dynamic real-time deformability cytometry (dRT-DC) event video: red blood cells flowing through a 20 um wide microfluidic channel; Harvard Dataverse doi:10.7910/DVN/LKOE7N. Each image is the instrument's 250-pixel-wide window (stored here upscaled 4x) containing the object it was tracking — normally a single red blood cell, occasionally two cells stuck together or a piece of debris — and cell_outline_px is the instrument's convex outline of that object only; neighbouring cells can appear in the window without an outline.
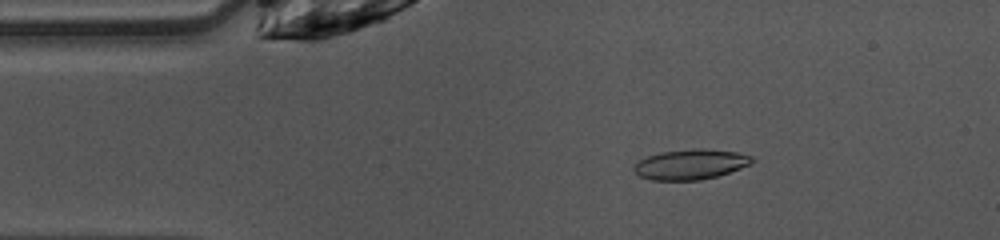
{"species": "common noctule bat (a hibernating species)", "species_latin": "Nyctalus noctula", "temperature_condition": "warm", "stored_images_in_passage": 47, "camera_frame_rate_fps": 3000, "um_per_image_px": 0.085, "animal": {"sex": "female", "body_mass_g": 10.0, "forearm_length_mm": 53.1}, "frame": {"image": 1, "passage_image": 7, "time_ms": 2.0, "image_size_px": [1000, 240], "cell_outline_px": [[756, 160], [740, 168], [716, 176], [700, 180], [652, 180], [640, 176], [632, 168], [640, 160], [648, 156], [660, 152], [692, 148], [704, 148], [736, 152], [752, 156]], "centroid_in_image_um": [58.7, 13.96], "position_along_channel_um": 26.3, "area_um2": 20.63}}
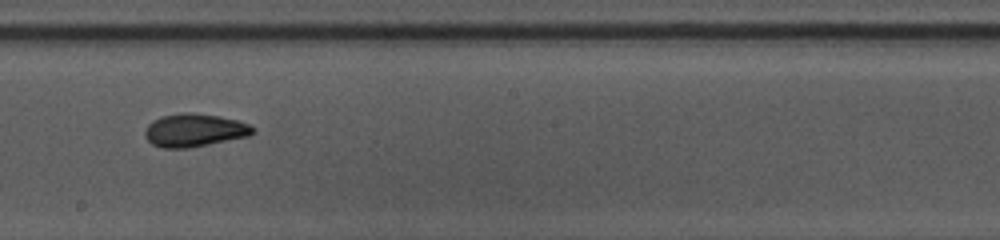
{"frame": {"image": 2, "passage_image": 25, "time_ms": 8.0, "image_size_px": [1000, 240], "cell_outline_px": [[256, 132], [248, 136], [188, 148], [164, 148], [152, 144], [144, 136], [144, 132], [148, 124], [152, 120], [160, 116], [180, 112], [192, 112], [220, 116], [236, 120], [248, 124], [256, 128]], "centroid_in_image_um": [16.51, 11.05], "position_along_channel_um": 231.7, "area_um2": 20.92}}
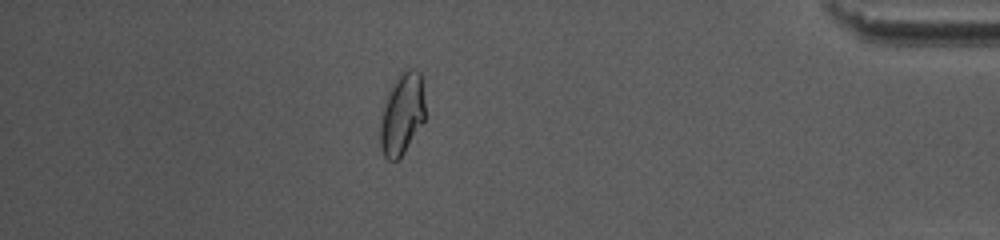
{"frame": {"image": 3, "passage_image": 41, "time_ms": 13.333, "image_size_px": [1000, 240], "cell_outline_px": [[424, 120], [404, 152], [396, 160], [388, 160], [384, 156], [380, 148], [380, 120], [388, 92], [392, 84], [404, 68], [416, 68], [420, 72], [424, 100]], "centroid_in_image_um": [34.16, 9.66], "position_along_channel_um": 401.0, "area_um2": 21.21}, "authors_computed_cell_mechanics": {"area_um2": 20.3456, "velocity_mm_per_s": 4.0446, "shape_relaxation_time_tau1_ms": 5.6589, "shape_relaxation_time_tau2_ms": 2.0874, "deformation_change_tau1": 0.156, "deformation_change_tau2": 0.0707}}